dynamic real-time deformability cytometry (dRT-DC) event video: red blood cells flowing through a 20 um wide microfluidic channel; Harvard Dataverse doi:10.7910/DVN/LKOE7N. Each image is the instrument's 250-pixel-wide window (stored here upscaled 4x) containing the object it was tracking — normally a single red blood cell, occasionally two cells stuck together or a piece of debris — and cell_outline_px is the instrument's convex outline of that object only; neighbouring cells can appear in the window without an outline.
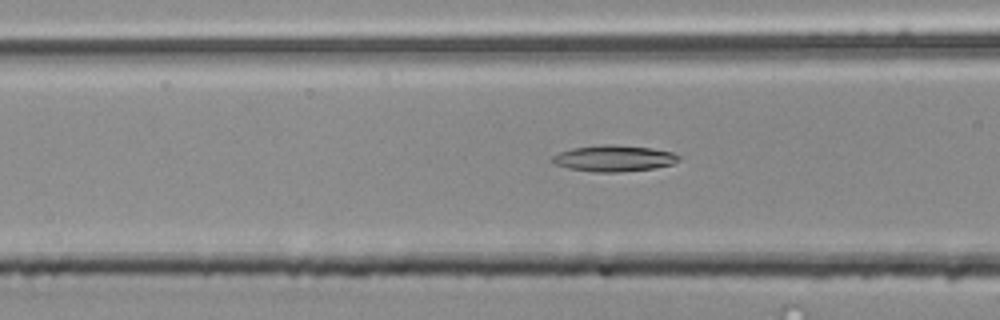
{"species": "common noctule bat (a hibernating species)", "species_latin": "Nyctalus noctula", "temperature_condition": "room temperature", "stored_images_in_passage": 45, "camera_frame_rate_fps": 3000, "um_per_image_px": 0.085, "animal": {"sex": "male", "body_mass_g": 20.4}, "frame": {"image": 1, "passage_image": 12, "time_ms": 3.667, "image_size_px": [1000, 320], "cell_outline_px": [[680, 160], [672, 164], [656, 168], [620, 172], [596, 172], [568, 168], [556, 164], [548, 160], [552, 156], [560, 152], [572, 148], [604, 144], [612, 144], [648, 148], [672, 152], [680, 156]], "centroid_in_image_um": [52.16, 13.46], "position_along_channel_um": 114.4, "area_um2": 19.31}}
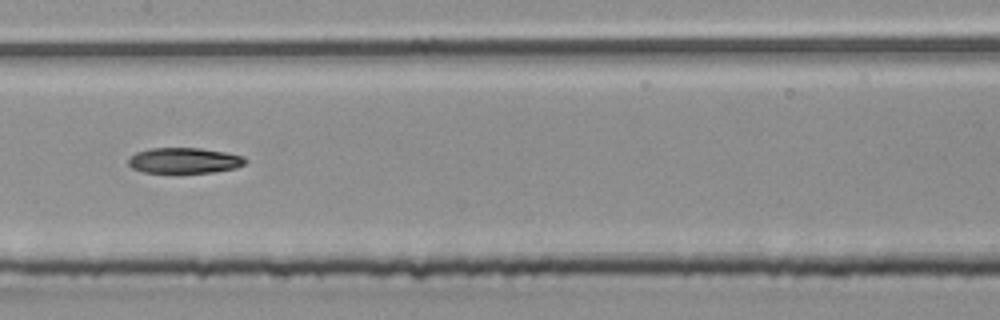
{"frame": {"image": 2, "passage_image": 18, "time_ms": 5.667, "image_size_px": [1000, 320], "cell_outline_px": [[248, 160], [244, 164], [236, 168], [212, 172], [144, 172], [132, 168], [128, 164], [128, 160], [136, 152], [152, 148], [200, 148], [224, 152], [244, 156]], "centroid_in_image_um": [15.68, 13.64], "position_along_channel_um": 191.7, "area_um2": 17.28}}
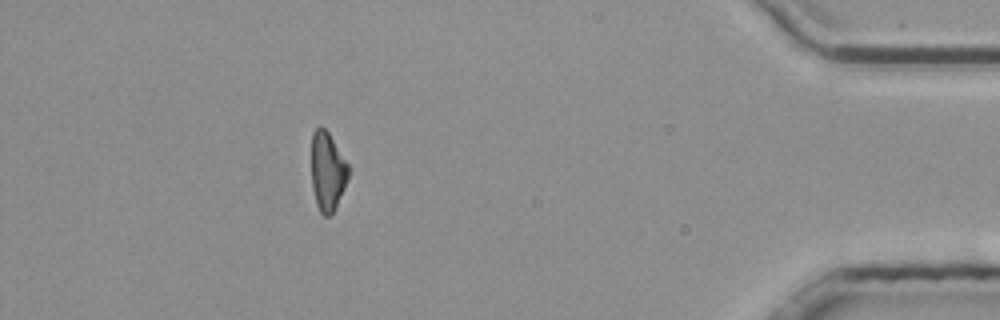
{"frame": {"image": 3, "passage_image": 39, "time_ms": 12.667, "image_size_px": [1000, 320], "cell_outline_px": [[348, 180], [336, 208], [328, 216], [324, 216], [320, 212], [316, 204], [312, 188], [312, 132], [320, 124], [328, 132], [348, 164]], "centroid_in_image_um": [27.83, 14.58], "position_along_channel_um": 407.4, "area_um2": 16.99}, "authors_computed_cell_mechanics": {"area_um2": 18.3226, "velocity_mm_per_s": 3.8574, "shape_relaxation_time_tau1_ms": 9.9464, "shape_relaxation_time_tau2_ms": null, "deformation_change_tau1": 0.2297, "deformation_change_tau2": null}}